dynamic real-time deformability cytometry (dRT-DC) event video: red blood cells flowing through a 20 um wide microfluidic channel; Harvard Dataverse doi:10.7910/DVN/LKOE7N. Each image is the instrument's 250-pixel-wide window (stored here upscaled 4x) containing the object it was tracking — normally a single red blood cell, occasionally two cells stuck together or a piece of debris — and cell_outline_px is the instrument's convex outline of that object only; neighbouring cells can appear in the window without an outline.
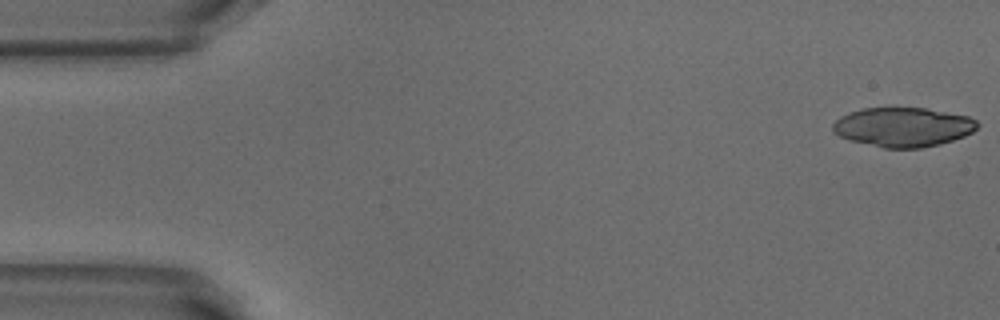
{"species": "common noctule bat (a hibernating species)", "species_latin": "Nyctalus noctula", "temperature_condition": "warm", "stored_images_in_passage": 51, "camera_frame_rate_fps": 3000, "um_per_image_px": 0.085, "animal": {"sex": "male", "body_mass_g": 18.8}, "frame": {"image": 1, "passage_image": 1, "time_ms": 0.0, "image_size_px": [1000, 320], "cell_outline_px": [[980, 124], [972, 132], [964, 136], [940, 144], [920, 148], [884, 148], [852, 140], [840, 136], [832, 132], [832, 124], [840, 116], [848, 112], [860, 108], [896, 104], [928, 108], [968, 116], [976, 120]], "centroid_in_image_um": [76.73, 10.74], "position_along_channel_um": 8.3, "area_um2": 34.16}, "authors_computed_cell_mechanics": {"area_um2": 21.4438, "velocity_mm_per_s": 3.8777, "shape_relaxation_time_tau1_ms": 8.6967, "shape_relaxation_time_tau2_ms": 2.3128, "deformation_change_tau1": 0.2183, "deformation_change_tau2": 0.1075}}